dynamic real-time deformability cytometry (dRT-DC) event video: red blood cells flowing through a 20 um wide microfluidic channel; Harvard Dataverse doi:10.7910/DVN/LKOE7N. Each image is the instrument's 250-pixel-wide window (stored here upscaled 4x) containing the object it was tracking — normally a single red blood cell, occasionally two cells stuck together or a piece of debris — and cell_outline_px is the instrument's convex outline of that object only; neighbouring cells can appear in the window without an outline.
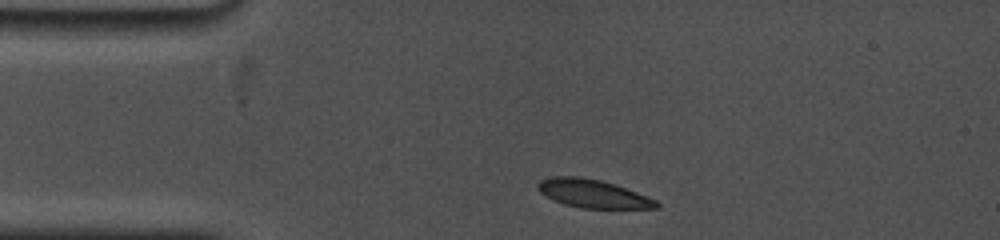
{"species": "common noctule bat (a hibernating species)", "species_latin": "Nyctalus noctula", "temperature_condition": "cold", "stored_images_in_passage": 42, "camera_frame_rate_fps": 5000, "um_per_image_px": 0.085, "animal": {"sex": "female", "body_mass_g": 19.0, "forearm_length_mm": 53.3}, "frame": {"image": 1, "passage_image": 1, "time_ms": 0.0, "image_size_px": [1000, 240], "cell_outline_px": [[660, 208], [580, 208], [564, 204], [552, 200], [540, 192], [536, 188], [536, 184], [540, 180], [552, 176], [580, 176], [600, 180], [648, 196], [656, 200], [660, 204]], "centroid_in_image_um": [50.35, 16.46], "position_along_channel_um": 34.6, "area_um2": 19.54}}
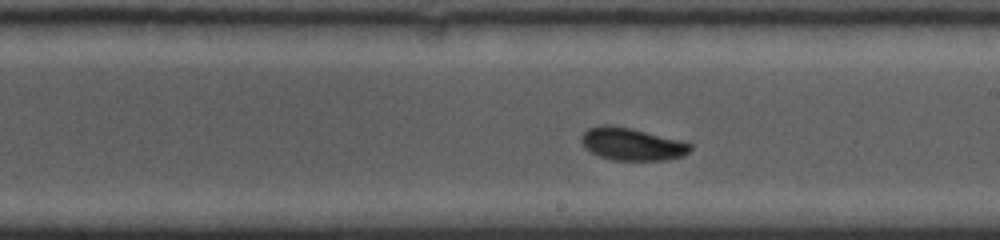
{"frame": {"image": 2, "passage_image": 23, "time_ms": 6.4, "image_size_px": [1000, 240], "cell_outline_px": [[692, 148], [684, 156], [668, 160], [612, 160], [600, 156], [584, 148], [580, 144], [580, 136], [588, 128], [600, 124], [608, 124], [632, 128], [680, 140], [692, 144]], "centroid_in_image_um": [53.68, 12.24], "position_along_channel_um": 235.3, "area_um2": 20.92}}
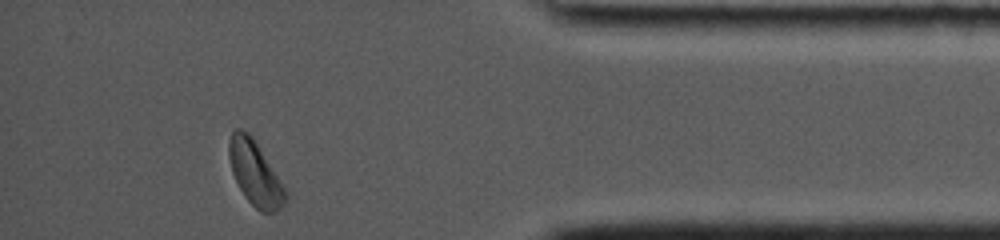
{"frame": {"image": 3, "passage_image": 41, "time_ms": 11.8, "image_size_px": [1000, 240], "cell_outline_px": [[292, 196], [276, 212], [260, 212], [244, 196], [232, 172], [228, 156], [228, 140], [232, 132], [236, 128], [240, 128], [248, 132], [252, 136]], "centroid_in_image_um": [21.73, 14.74], "position_along_channel_um": 413.5, "area_um2": 21.62}, "authors_computed_cell_mechanics": {"area_um2": 20.7213, "velocity_mm_per_s": 3.6851, "shape_relaxation_time_tau1_ms": 3.5926, "shape_relaxation_time_tau2_ms": 9.6065, "deformation_change_tau1": 0.1028, "deformation_change_tau2": 0.0793}}